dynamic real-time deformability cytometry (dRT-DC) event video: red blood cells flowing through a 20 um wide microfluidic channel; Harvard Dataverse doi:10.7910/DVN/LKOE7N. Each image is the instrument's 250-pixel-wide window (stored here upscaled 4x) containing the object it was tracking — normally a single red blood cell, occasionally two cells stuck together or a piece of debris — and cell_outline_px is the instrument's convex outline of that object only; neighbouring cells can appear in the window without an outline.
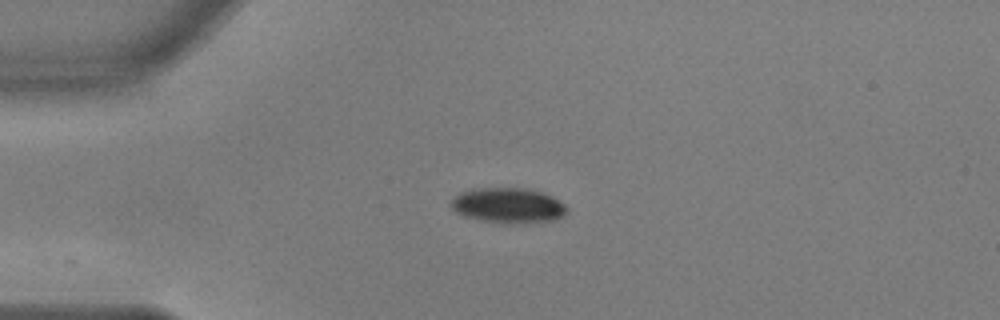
{"species": "common noctule bat (a hibernating species)", "species_latin": "Nyctalus noctula", "temperature_condition": "warm", "stored_images_in_passage": 9, "camera_frame_rate_fps": 3000, "um_per_image_px": 0.085, "animal": {"sex": "male", "body_mass_g": 17.9, "forearm_length_mm": 54.2}, "frame": {"image": 1, "passage_image": 1, "time_ms": 0.0, "image_size_px": [1000, 320], "cell_outline_px": [[568, 212], [564, 216], [556, 220], [516, 224], [508, 224], [484, 220], [464, 216], [456, 212], [448, 204], [460, 192], [472, 188], [524, 188], [540, 192], [552, 196], [560, 200], [568, 208]], "centroid_in_image_um": [43.22, 17.47], "position_along_channel_um": 41.8, "area_um2": 23.99}}
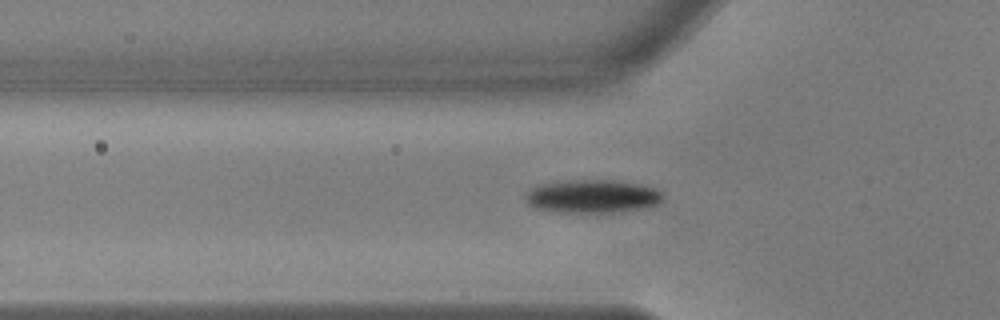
{"frame": {"image": 2, "passage_image": 6, "time_ms": 1.667, "image_size_px": [1000, 320], "cell_outline_px": [[660, 200], [656, 204], [620, 212], [560, 212], [536, 208], [528, 204], [524, 196], [532, 188], [544, 184], [568, 180], [604, 180], [636, 184], [652, 188], [660, 192]], "centroid_in_image_um": [50.27, 16.7], "position_along_channel_um": 75.5, "area_um2": 25.78}}